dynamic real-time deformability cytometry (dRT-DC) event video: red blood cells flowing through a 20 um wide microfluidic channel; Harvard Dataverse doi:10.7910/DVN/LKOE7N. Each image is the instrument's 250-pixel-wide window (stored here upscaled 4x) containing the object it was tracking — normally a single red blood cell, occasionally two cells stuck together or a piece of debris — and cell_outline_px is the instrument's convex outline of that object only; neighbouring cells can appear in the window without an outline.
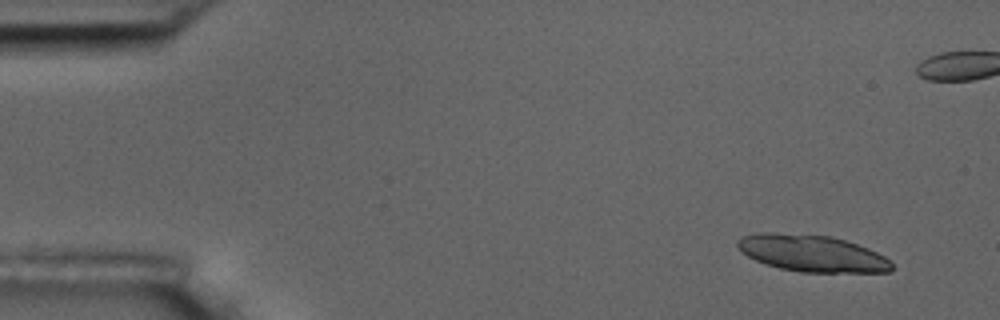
{"species": "common noctule bat (a hibernating species)", "species_latin": "Nyctalus noctula", "temperature_condition": "room temperature", "stored_images_in_passage": 8, "segment_of_instrument_passage": [1, 2], "camera_frame_rate_fps": 3000, "um_per_image_px": 0.085, "animal": {"sex": "male", "body_mass_g": 17.5, "forearm_length_mm": 52.3}, "frame": {"image": 1, "passage_image": 1, "time_ms": 0.0, "image_size_px": [1000, 320], "cell_outline_px": [[892, 272], [800, 272], [780, 268], [756, 260], [748, 256], [736, 244], [736, 240], [744, 236], [760, 232], [768, 232], [832, 236], [868, 248], [892, 260]], "centroid_in_image_um": [69.06, 21.53], "position_along_channel_um": 15.9, "area_um2": 32.77}}